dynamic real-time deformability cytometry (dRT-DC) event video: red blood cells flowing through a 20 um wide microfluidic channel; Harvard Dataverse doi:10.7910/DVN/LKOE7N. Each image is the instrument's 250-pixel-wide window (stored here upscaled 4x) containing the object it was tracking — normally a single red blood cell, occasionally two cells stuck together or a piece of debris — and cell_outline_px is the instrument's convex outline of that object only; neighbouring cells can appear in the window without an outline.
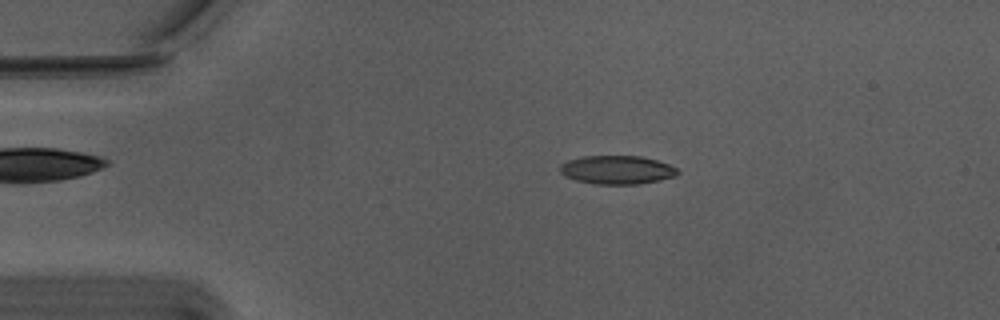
{"species": "Egyptian fruit bat (a non-hibernating species)", "species_latin": "Rousettus aegyptiacus", "temperature_condition": "warm", "stored_images_in_passage": 50, "camera_frame_rate_fps": 3000, "um_per_image_px": 0.085, "animal": {"sex": "male"}, "frame": {"image": 1, "passage_image": 6, "time_ms": 1.667, "image_size_px": [1000, 320], "cell_outline_px": [[680, 172], [676, 176], [660, 180], [640, 184], [596, 184], [576, 180], [564, 176], [560, 172], [560, 164], [568, 160], [584, 156], [640, 156], [656, 160], [668, 164], [676, 168]], "centroid_in_image_um": [52.44, 14.44], "position_along_channel_um": 32.6, "area_um2": 19.59}}
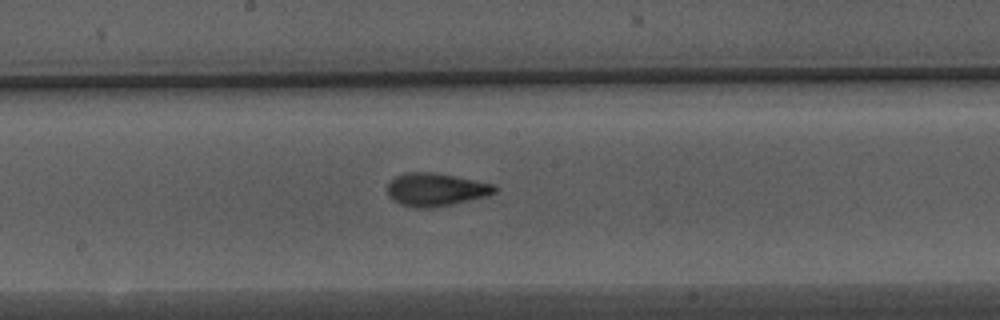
{"frame": {"image": 2, "passage_image": 24, "time_ms": 7.667, "image_size_px": [1000, 320], "cell_outline_px": [[500, 188], [496, 192], [488, 196], [452, 204], [428, 208], [416, 208], [400, 204], [392, 200], [388, 196], [388, 184], [396, 176], [408, 172], [432, 172], [496, 184]], "centroid_in_image_um": [37.08, 16.12], "position_along_channel_um": 211.1, "area_um2": 20.69}}
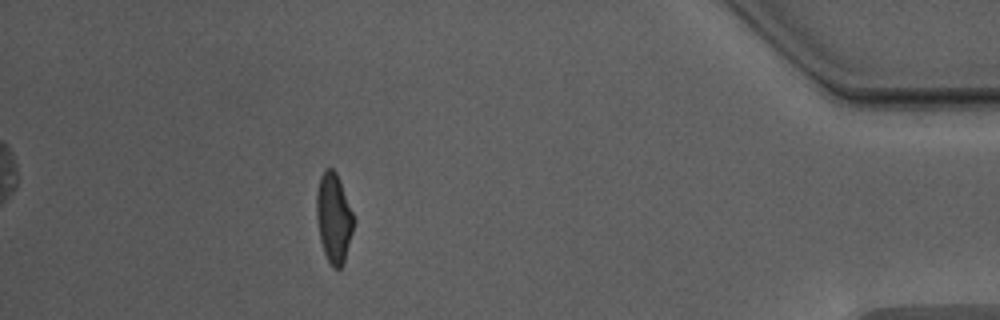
{"frame": {"image": 3, "passage_image": 44, "time_ms": 14.333, "image_size_px": [1000, 320], "cell_outline_px": [[352, 232], [344, 260], [340, 268], [332, 268], [324, 252], [320, 240], [316, 216], [316, 196], [320, 176], [324, 168], [332, 168], [336, 172], [340, 180], [352, 212]], "centroid_in_image_um": [28.33, 18.49], "position_along_channel_um": 406.9, "area_um2": 19.02}, "authors_computed_cell_mechanics": {"area_um2": 19.5942, "velocity_mm_per_s": 3.7569, "shape_relaxation_time_tau1_ms": 5.6078, "shape_relaxation_time_tau2_ms": 1.2735, "deformation_change_tau1": 0.2075, "deformation_change_tau2": 0.0929}}